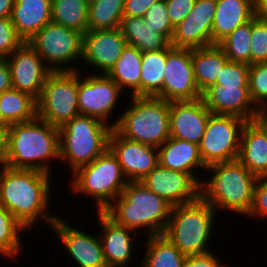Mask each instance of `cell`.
I'll use <instances>...</instances> for the list:
<instances>
[{
	"mask_svg": "<svg viewBox=\"0 0 267 267\" xmlns=\"http://www.w3.org/2000/svg\"><path fill=\"white\" fill-rule=\"evenodd\" d=\"M144 258L139 267H182L186 258L163 234L145 237Z\"/></svg>",
	"mask_w": 267,
	"mask_h": 267,
	"instance_id": "30",
	"label": "cell"
},
{
	"mask_svg": "<svg viewBox=\"0 0 267 267\" xmlns=\"http://www.w3.org/2000/svg\"><path fill=\"white\" fill-rule=\"evenodd\" d=\"M80 72L81 70L78 84L80 114L101 120L114 129L115 122H110L111 115L114 117L113 111L117 109L116 106L121 101L120 96L124 92L105 74H92L90 71L91 74L87 72L84 75Z\"/></svg>",
	"mask_w": 267,
	"mask_h": 267,
	"instance_id": "12",
	"label": "cell"
},
{
	"mask_svg": "<svg viewBox=\"0 0 267 267\" xmlns=\"http://www.w3.org/2000/svg\"><path fill=\"white\" fill-rule=\"evenodd\" d=\"M4 147L6 166L52 174L50 163L60 161L59 129L38 117L12 124L4 133Z\"/></svg>",
	"mask_w": 267,
	"mask_h": 267,
	"instance_id": "2",
	"label": "cell"
},
{
	"mask_svg": "<svg viewBox=\"0 0 267 267\" xmlns=\"http://www.w3.org/2000/svg\"><path fill=\"white\" fill-rule=\"evenodd\" d=\"M5 166L4 134L0 132V170Z\"/></svg>",
	"mask_w": 267,
	"mask_h": 267,
	"instance_id": "50",
	"label": "cell"
},
{
	"mask_svg": "<svg viewBox=\"0 0 267 267\" xmlns=\"http://www.w3.org/2000/svg\"><path fill=\"white\" fill-rule=\"evenodd\" d=\"M131 103L115 119L124 138L159 148L170 137L169 102L157 97L129 96Z\"/></svg>",
	"mask_w": 267,
	"mask_h": 267,
	"instance_id": "6",
	"label": "cell"
},
{
	"mask_svg": "<svg viewBox=\"0 0 267 267\" xmlns=\"http://www.w3.org/2000/svg\"><path fill=\"white\" fill-rule=\"evenodd\" d=\"M70 187L76 194L95 200V211H104L128 183L116 156L108 148L90 164L72 173Z\"/></svg>",
	"mask_w": 267,
	"mask_h": 267,
	"instance_id": "8",
	"label": "cell"
},
{
	"mask_svg": "<svg viewBox=\"0 0 267 267\" xmlns=\"http://www.w3.org/2000/svg\"><path fill=\"white\" fill-rule=\"evenodd\" d=\"M27 232L14 216L2 205H0V255L10 258L12 261L21 251V233ZM14 258V259H12Z\"/></svg>",
	"mask_w": 267,
	"mask_h": 267,
	"instance_id": "35",
	"label": "cell"
},
{
	"mask_svg": "<svg viewBox=\"0 0 267 267\" xmlns=\"http://www.w3.org/2000/svg\"><path fill=\"white\" fill-rule=\"evenodd\" d=\"M201 96L194 77L192 49H167L163 88L156 97L172 102L193 101Z\"/></svg>",
	"mask_w": 267,
	"mask_h": 267,
	"instance_id": "13",
	"label": "cell"
},
{
	"mask_svg": "<svg viewBox=\"0 0 267 267\" xmlns=\"http://www.w3.org/2000/svg\"><path fill=\"white\" fill-rule=\"evenodd\" d=\"M78 71H52L36 99L37 117L61 128L75 116L78 107Z\"/></svg>",
	"mask_w": 267,
	"mask_h": 267,
	"instance_id": "9",
	"label": "cell"
},
{
	"mask_svg": "<svg viewBox=\"0 0 267 267\" xmlns=\"http://www.w3.org/2000/svg\"><path fill=\"white\" fill-rule=\"evenodd\" d=\"M159 0H125L123 16L144 17L147 10Z\"/></svg>",
	"mask_w": 267,
	"mask_h": 267,
	"instance_id": "45",
	"label": "cell"
},
{
	"mask_svg": "<svg viewBox=\"0 0 267 267\" xmlns=\"http://www.w3.org/2000/svg\"><path fill=\"white\" fill-rule=\"evenodd\" d=\"M238 160L257 178L267 176V136L253 121L242 128Z\"/></svg>",
	"mask_w": 267,
	"mask_h": 267,
	"instance_id": "26",
	"label": "cell"
},
{
	"mask_svg": "<svg viewBox=\"0 0 267 267\" xmlns=\"http://www.w3.org/2000/svg\"><path fill=\"white\" fill-rule=\"evenodd\" d=\"M11 72L5 58H0V94L12 89Z\"/></svg>",
	"mask_w": 267,
	"mask_h": 267,
	"instance_id": "46",
	"label": "cell"
},
{
	"mask_svg": "<svg viewBox=\"0 0 267 267\" xmlns=\"http://www.w3.org/2000/svg\"><path fill=\"white\" fill-rule=\"evenodd\" d=\"M51 7V0H15L10 18L24 42L52 21Z\"/></svg>",
	"mask_w": 267,
	"mask_h": 267,
	"instance_id": "25",
	"label": "cell"
},
{
	"mask_svg": "<svg viewBox=\"0 0 267 267\" xmlns=\"http://www.w3.org/2000/svg\"><path fill=\"white\" fill-rule=\"evenodd\" d=\"M50 175L38 170L8 166L0 170V205L26 230H33L39 219L51 227L59 217L49 210L53 186Z\"/></svg>",
	"mask_w": 267,
	"mask_h": 267,
	"instance_id": "1",
	"label": "cell"
},
{
	"mask_svg": "<svg viewBox=\"0 0 267 267\" xmlns=\"http://www.w3.org/2000/svg\"><path fill=\"white\" fill-rule=\"evenodd\" d=\"M5 59L10 68L13 88L37 99L43 82L52 70L27 42Z\"/></svg>",
	"mask_w": 267,
	"mask_h": 267,
	"instance_id": "17",
	"label": "cell"
},
{
	"mask_svg": "<svg viewBox=\"0 0 267 267\" xmlns=\"http://www.w3.org/2000/svg\"><path fill=\"white\" fill-rule=\"evenodd\" d=\"M51 20L82 34L88 31L87 0H51Z\"/></svg>",
	"mask_w": 267,
	"mask_h": 267,
	"instance_id": "33",
	"label": "cell"
},
{
	"mask_svg": "<svg viewBox=\"0 0 267 267\" xmlns=\"http://www.w3.org/2000/svg\"><path fill=\"white\" fill-rule=\"evenodd\" d=\"M267 62V22L254 16L251 33V64Z\"/></svg>",
	"mask_w": 267,
	"mask_h": 267,
	"instance_id": "40",
	"label": "cell"
},
{
	"mask_svg": "<svg viewBox=\"0 0 267 267\" xmlns=\"http://www.w3.org/2000/svg\"><path fill=\"white\" fill-rule=\"evenodd\" d=\"M141 182L172 207L200 198L199 178L193 174L165 168L158 164Z\"/></svg>",
	"mask_w": 267,
	"mask_h": 267,
	"instance_id": "14",
	"label": "cell"
},
{
	"mask_svg": "<svg viewBox=\"0 0 267 267\" xmlns=\"http://www.w3.org/2000/svg\"><path fill=\"white\" fill-rule=\"evenodd\" d=\"M159 164L165 168L183 173L193 174L197 177V169L207 170L201 159L199 145L193 142L169 137L158 148Z\"/></svg>",
	"mask_w": 267,
	"mask_h": 267,
	"instance_id": "23",
	"label": "cell"
},
{
	"mask_svg": "<svg viewBox=\"0 0 267 267\" xmlns=\"http://www.w3.org/2000/svg\"><path fill=\"white\" fill-rule=\"evenodd\" d=\"M72 224L60 216L50 229L62 241L65 246L63 248L73 259L74 264L77 267H107L99 235L87 233L88 231L85 232L78 227H73Z\"/></svg>",
	"mask_w": 267,
	"mask_h": 267,
	"instance_id": "16",
	"label": "cell"
},
{
	"mask_svg": "<svg viewBox=\"0 0 267 267\" xmlns=\"http://www.w3.org/2000/svg\"><path fill=\"white\" fill-rule=\"evenodd\" d=\"M227 61L225 52L218 44L192 49L194 77L201 95L216 84Z\"/></svg>",
	"mask_w": 267,
	"mask_h": 267,
	"instance_id": "27",
	"label": "cell"
},
{
	"mask_svg": "<svg viewBox=\"0 0 267 267\" xmlns=\"http://www.w3.org/2000/svg\"><path fill=\"white\" fill-rule=\"evenodd\" d=\"M9 126L10 124L4 119L2 115L1 106H0V132L4 134L8 130Z\"/></svg>",
	"mask_w": 267,
	"mask_h": 267,
	"instance_id": "51",
	"label": "cell"
},
{
	"mask_svg": "<svg viewBox=\"0 0 267 267\" xmlns=\"http://www.w3.org/2000/svg\"><path fill=\"white\" fill-rule=\"evenodd\" d=\"M109 149L118 159L128 182L141 181L158 164V148L122 137L112 129Z\"/></svg>",
	"mask_w": 267,
	"mask_h": 267,
	"instance_id": "18",
	"label": "cell"
},
{
	"mask_svg": "<svg viewBox=\"0 0 267 267\" xmlns=\"http://www.w3.org/2000/svg\"><path fill=\"white\" fill-rule=\"evenodd\" d=\"M216 212L201 197L173 206L163 235L186 256L210 252L208 244L213 241Z\"/></svg>",
	"mask_w": 267,
	"mask_h": 267,
	"instance_id": "5",
	"label": "cell"
},
{
	"mask_svg": "<svg viewBox=\"0 0 267 267\" xmlns=\"http://www.w3.org/2000/svg\"><path fill=\"white\" fill-rule=\"evenodd\" d=\"M249 64L242 62L227 61L217 77L216 84L224 86H237L249 88L248 73Z\"/></svg>",
	"mask_w": 267,
	"mask_h": 267,
	"instance_id": "39",
	"label": "cell"
},
{
	"mask_svg": "<svg viewBox=\"0 0 267 267\" xmlns=\"http://www.w3.org/2000/svg\"><path fill=\"white\" fill-rule=\"evenodd\" d=\"M0 106L4 119L10 125L28 122L37 117L36 99L14 88L0 94Z\"/></svg>",
	"mask_w": 267,
	"mask_h": 267,
	"instance_id": "31",
	"label": "cell"
},
{
	"mask_svg": "<svg viewBox=\"0 0 267 267\" xmlns=\"http://www.w3.org/2000/svg\"><path fill=\"white\" fill-rule=\"evenodd\" d=\"M251 33L252 19L237 27L218 44L229 61L251 65Z\"/></svg>",
	"mask_w": 267,
	"mask_h": 267,
	"instance_id": "36",
	"label": "cell"
},
{
	"mask_svg": "<svg viewBox=\"0 0 267 267\" xmlns=\"http://www.w3.org/2000/svg\"><path fill=\"white\" fill-rule=\"evenodd\" d=\"M196 0H165L172 26L177 27L190 13Z\"/></svg>",
	"mask_w": 267,
	"mask_h": 267,
	"instance_id": "43",
	"label": "cell"
},
{
	"mask_svg": "<svg viewBox=\"0 0 267 267\" xmlns=\"http://www.w3.org/2000/svg\"><path fill=\"white\" fill-rule=\"evenodd\" d=\"M15 0H0V18H10Z\"/></svg>",
	"mask_w": 267,
	"mask_h": 267,
	"instance_id": "49",
	"label": "cell"
},
{
	"mask_svg": "<svg viewBox=\"0 0 267 267\" xmlns=\"http://www.w3.org/2000/svg\"><path fill=\"white\" fill-rule=\"evenodd\" d=\"M119 28L127 44L135 46L140 52L161 51L172 47L165 35L145 25L143 17L123 16Z\"/></svg>",
	"mask_w": 267,
	"mask_h": 267,
	"instance_id": "29",
	"label": "cell"
},
{
	"mask_svg": "<svg viewBox=\"0 0 267 267\" xmlns=\"http://www.w3.org/2000/svg\"><path fill=\"white\" fill-rule=\"evenodd\" d=\"M208 110L215 115L235 116L252 121L257 107L252 102L249 88L215 84L201 96Z\"/></svg>",
	"mask_w": 267,
	"mask_h": 267,
	"instance_id": "22",
	"label": "cell"
},
{
	"mask_svg": "<svg viewBox=\"0 0 267 267\" xmlns=\"http://www.w3.org/2000/svg\"><path fill=\"white\" fill-rule=\"evenodd\" d=\"M216 0H196L189 15L174 30V48L197 49L212 45Z\"/></svg>",
	"mask_w": 267,
	"mask_h": 267,
	"instance_id": "19",
	"label": "cell"
},
{
	"mask_svg": "<svg viewBox=\"0 0 267 267\" xmlns=\"http://www.w3.org/2000/svg\"><path fill=\"white\" fill-rule=\"evenodd\" d=\"M252 121L264 132L267 136V104L257 107Z\"/></svg>",
	"mask_w": 267,
	"mask_h": 267,
	"instance_id": "47",
	"label": "cell"
},
{
	"mask_svg": "<svg viewBox=\"0 0 267 267\" xmlns=\"http://www.w3.org/2000/svg\"><path fill=\"white\" fill-rule=\"evenodd\" d=\"M145 25L150 26L155 32L165 35L170 41L175 28L172 26L165 0H159L152 5L143 17Z\"/></svg>",
	"mask_w": 267,
	"mask_h": 267,
	"instance_id": "38",
	"label": "cell"
},
{
	"mask_svg": "<svg viewBox=\"0 0 267 267\" xmlns=\"http://www.w3.org/2000/svg\"><path fill=\"white\" fill-rule=\"evenodd\" d=\"M126 45L120 28L88 30L82 35L81 61L91 69L95 68L93 74L106 75L121 57Z\"/></svg>",
	"mask_w": 267,
	"mask_h": 267,
	"instance_id": "15",
	"label": "cell"
},
{
	"mask_svg": "<svg viewBox=\"0 0 267 267\" xmlns=\"http://www.w3.org/2000/svg\"><path fill=\"white\" fill-rule=\"evenodd\" d=\"M246 217H253L254 219L262 218V220L267 219V176L257 178L252 205Z\"/></svg>",
	"mask_w": 267,
	"mask_h": 267,
	"instance_id": "42",
	"label": "cell"
},
{
	"mask_svg": "<svg viewBox=\"0 0 267 267\" xmlns=\"http://www.w3.org/2000/svg\"><path fill=\"white\" fill-rule=\"evenodd\" d=\"M125 0H94L89 3L88 30L120 27Z\"/></svg>",
	"mask_w": 267,
	"mask_h": 267,
	"instance_id": "34",
	"label": "cell"
},
{
	"mask_svg": "<svg viewBox=\"0 0 267 267\" xmlns=\"http://www.w3.org/2000/svg\"><path fill=\"white\" fill-rule=\"evenodd\" d=\"M142 52L135 46L126 45L121 57L106 74L122 91L129 90L130 96L141 97ZM129 88V89H128Z\"/></svg>",
	"mask_w": 267,
	"mask_h": 267,
	"instance_id": "28",
	"label": "cell"
},
{
	"mask_svg": "<svg viewBox=\"0 0 267 267\" xmlns=\"http://www.w3.org/2000/svg\"><path fill=\"white\" fill-rule=\"evenodd\" d=\"M23 43L11 18H0V58H7Z\"/></svg>",
	"mask_w": 267,
	"mask_h": 267,
	"instance_id": "41",
	"label": "cell"
},
{
	"mask_svg": "<svg viewBox=\"0 0 267 267\" xmlns=\"http://www.w3.org/2000/svg\"><path fill=\"white\" fill-rule=\"evenodd\" d=\"M217 254H213V251L186 256L182 267H229L221 264ZM231 267V266H230Z\"/></svg>",
	"mask_w": 267,
	"mask_h": 267,
	"instance_id": "44",
	"label": "cell"
},
{
	"mask_svg": "<svg viewBox=\"0 0 267 267\" xmlns=\"http://www.w3.org/2000/svg\"><path fill=\"white\" fill-rule=\"evenodd\" d=\"M211 114L202 98L169 102L170 137L199 145Z\"/></svg>",
	"mask_w": 267,
	"mask_h": 267,
	"instance_id": "20",
	"label": "cell"
},
{
	"mask_svg": "<svg viewBox=\"0 0 267 267\" xmlns=\"http://www.w3.org/2000/svg\"><path fill=\"white\" fill-rule=\"evenodd\" d=\"M245 120L235 116H209L199 144V152L206 167L238 159L241 131Z\"/></svg>",
	"mask_w": 267,
	"mask_h": 267,
	"instance_id": "11",
	"label": "cell"
},
{
	"mask_svg": "<svg viewBox=\"0 0 267 267\" xmlns=\"http://www.w3.org/2000/svg\"><path fill=\"white\" fill-rule=\"evenodd\" d=\"M82 33L49 22L29 43L52 71H78L75 62H81ZM68 65V66H67ZM70 65V66H69Z\"/></svg>",
	"mask_w": 267,
	"mask_h": 267,
	"instance_id": "10",
	"label": "cell"
},
{
	"mask_svg": "<svg viewBox=\"0 0 267 267\" xmlns=\"http://www.w3.org/2000/svg\"><path fill=\"white\" fill-rule=\"evenodd\" d=\"M207 169L212 175L201 181L200 197L218 212L226 210L246 216L252 205L257 177L238 159L213 164Z\"/></svg>",
	"mask_w": 267,
	"mask_h": 267,
	"instance_id": "4",
	"label": "cell"
},
{
	"mask_svg": "<svg viewBox=\"0 0 267 267\" xmlns=\"http://www.w3.org/2000/svg\"><path fill=\"white\" fill-rule=\"evenodd\" d=\"M255 16L267 22V0H255Z\"/></svg>",
	"mask_w": 267,
	"mask_h": 267,
	"instance_id": "48",
	"label": "cell"
},
{
	"mask_svg": "<svg viewBox=\"0 0 267 267\" xmlns=\"http://www.w3.org/2000/svg\"><path fill=\"white\" fill-rule=\"evenodd\" d=\"M255 16V0H216L212 45L219 44L237 27Z\"/></svg>",
	"mask_w": 267,
	"mask_h": 267,
	"instance_id": "24",
	"label": "cell"
},
{
	"mask_svg": "<svg viewBox=\"0 0 267 267\" xmlns=\"http://www.w3.org/2000/svg\"><path fill=\"white\" fill-rule=\"evenodd\" d=\"M171 209L168 202L138 181L128 182L104 212L117 224L137 233L144 229L147 237L164 233Z\"/></svg>",
	"mask_w": 267,
	"mask_h": 267,
	"instance_id": "3",
	"label": "cell"
},
{
	"mask_svg": "<svg viewBox=\"0 0 267 267\" xmlns=\"http://www.w3.org/2000/svg\"><path fill=\"white\" fill-rule=\"evenodd\" d=\"M112 129L94 117L75 116L59 128L60 161L69 164L71 174L90 164L109 148Z\"/></svg>",
	"mask_w": 267,
	"mask_h": 267,
	"instance_id": "7",
	"label": "cell"
},
{
	"mask_svg": "<svg viewBox=\"0 0 267 267\" xmlns=\"http://www.w3.org/2000/svg\"><path fill=\"white\" fill-rule=\"evenodd\" d=\"M96 213L99 226L102 228L99 237L107 267H127L133 258L134 243L137 241L134 237L137 233L133 229L117 224L104 211Z\"/></svg>",
	"mask_w": 267,
	"mask_h": 267,
	"instance_id": "21",
	"label": "cell"
},
{
	"mask_svg": "<svg viewBox=\"0 0 267 267\" xmlns=\"http://www.w3.org/2000/svg\"><path fill=\"white\" fill-rule=\"evenodd\" d=\"M167 49L142 52L141 97H156L163 88Z\"/></svg>",
	"mask_w": 267,
	"mask_h": 267,
	"instance_id": "32",
	"label": "cell"
},
{
	"mask_svg": "<svg viewBox=\"0 0 267 267\" xmlns=\"http://www.w3.org/2000/svg\"><path fill=\"white\" fill-rule=\"evenodd\" d=\"M249 93L256 107L267 104V62L254 63L249 66Z\"/></svg>",
	"mask_w": 267,
	"mask_h": 267,
	"instance_id": "37",
	"label": "cell"
}]
</instances>
